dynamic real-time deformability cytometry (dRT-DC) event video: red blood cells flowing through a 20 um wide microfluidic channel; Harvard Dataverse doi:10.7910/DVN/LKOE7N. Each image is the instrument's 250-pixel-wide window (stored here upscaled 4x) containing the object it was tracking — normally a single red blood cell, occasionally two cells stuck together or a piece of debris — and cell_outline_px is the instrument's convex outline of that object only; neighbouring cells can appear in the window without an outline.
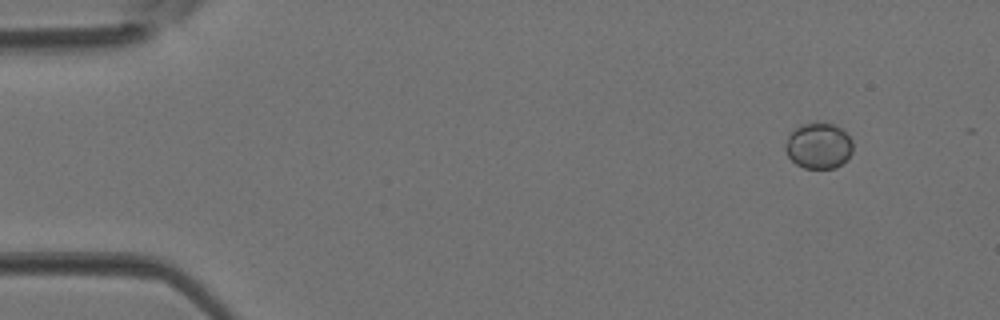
{"species": "Egyptian fruit bat (a non-hibernating species)", "species_latin": "Rousettus aegyptiacus", "temperature_condition": "room temperature", "stored_images_in_passage": 2, "camera_frame_rate_fps": 3000, "um_per_image_px": 0.085, "animal": {"sex": "female"}, "frame": {"image": 1, "passage_image": 1, "time_ms": 0.0, "image_size_px": [1000, 320], "cell_outline_px": [[852, 152], [848, 160], [836, 168], [804, 168], [796, 164], [788, 156], [784, 148], [784, 144], [788, 136], [796, 128], [804, 124], [836, 124], [852, 140]], "centroid_in_image_um": [69.59, 12.43], "position_along_channel_um": 15.4, "area_um2": 17.92}}